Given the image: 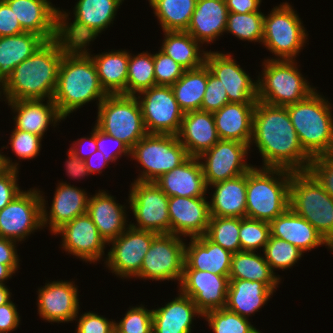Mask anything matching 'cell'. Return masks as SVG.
<instances>
[{
  "instance_id": "obj_1",
  "label": "cell",
  "mask_w": 333,
  "mask_h": 333,
  "mask_svg": "<svg viewBox=\"0 0 333 333\" xmlns=\"http://www.w3.org/2000/svg\"><path fill=\"white\" fill-rule=\"evenodd\" d=\"M253 143L263 158L262 168L308 171L313 159L303 149L287 107L256 101L250 146Z\"/></svg>"
},
{
  "instance_id": "obj_2",
  "label": "cell",
  "mask_w": 333,
  "mask_h": 333,
  "mask_svg": "<svg viewBox=\"0 0 333 333\" xmlns=\"http://www.w3.org/2000/svg\"><path fill=\"white\" fill-rule=\"evenodd\" d=\"M70 47L61 37L46 41L13 69L12 75L0 88L5 100L53 99L60 63Z\"/></svg>"
},
{
  "instance_id": "obj_3",
  "label": "cell",
  "mask_w": 333,
  "mask_h": 333,
  "mask_svg": "<svg viewBox=\"0 0 333 333\" xmlns=\"http://www.w3.org/2000/svg\"><path fill=\"white\" fill-rule=\"evenodd\" d=\"M87 46H71L60 63L53 102L64 119L92 100H98V106L108 96Z\"/></svg>"
},
{
  "instance_id": "obj_4",
  "label": "cell",
  "mask_w": 333,
  "mask_h": 333,
  "mask_svg": "<svg viewBox=\"0 0 333 333\" xmlns=\"http://www.w3.org/2000/svg\"><path fill=\"white\" fill-rule=\"evenodd\" d=\"M292 173L252 167L246 173V217L271 222L283 214L289 208Z\"/></svg>"
},
{
  "instance_id": "obj_5",
  "label": "cell",
  "mask_w": 333,
  "mask_h": 333,
  "mask_svg": "<svg viewBox=\"0 0 333 333\" xmlns=\"http://www.w3.org/2000/svg\"><path fill=\"white\" fill-rule=\"evenodd\" d=\"M287 107L303 149L312 157L333 152L331 103L317 90Z\"/></svg>"
},
{
  "instance_id": "obj_6",
  "label": "cell",
  "mask_w": 333,
  "mask_h": 333,
  "mask_svg": "<svg viewBox=\"0 0 333 333\" xmlns=\"http://www.w3.org/2000/svg\"><path fill=\"white\" fill-rule=\"evenodd\" d=\"M289 207L333 247V198L309 171L292 173Z\"/></svg>"
},
{
  "instance_id": "obj_7",
  "label": "cell",
  "mask_w": 333,
  "mask_h": 333,
  "mask_svg": "<svg viewBox=\"0 0 333 333\" xmlns=\"http://www.w3.org/2000/svg\"><path fill=\"white\" fill-rule=\"evenodd\" d=\"M262 65L263 72L256 80L258 101L286 107L305 99L316 89L302 76L295 60L267 58Z\"/></svg>"
},
{
  "instance_id": "obj_8",
  "label": "cell",
  "mask_w": 333,
  "mask_h": 333,
  "mask_svg": "<svg viewBox=\"0 0 333 333\" xmlns=\"http://www.w3.org/2000/svg\"><path fill=\"white\" fill-rule=\"evenodd\" d=\"M95 126L125 143L130 149L148 133L136 96L108 95L98 105Z\"/></svg>"
},
{
  "instance_id": "obj_9",
  "label": "cell",
  "mask_w": 333,
  "mask_h": 333,
  "mask_svg": "<svg viewBox=\"0 0 333 333\" xmlns=\"http://www.w3.org/2000/svg\"><path fill=\"white\" fill-rule=\"evenodd\" d=\"M122 1L78 0L73 10V23H68V13L60 10V37L71 46L90 45L98 34L113 23Z\"/></svg>"
},
{
  "instance_id": "obj_10",
  "label": "cell",
  "mask_w": 333,
  "mask_h": 333,
  "mask_svg": "<svg viewBox=\"0 0 333 333\" xmlns=\"http://www.w3.org/2000/svg\"><path fill=\"white\" fill-rule=\"evenodd\" d=\"M131 156L142 165L136 179L140 182H154L190 157L177 135L171 134H147L132 147Z\"/></svg>"
},
{
  "instance_id": "obj_11",
  "label": "cell",
  "mask_w": 333,
  "mask_h": 333,
  "mask_svg": "<svg viewBox=\"0 0 333 333\" xmlns=\"http://www.w3.org/2000/svg\"><path fill=\"white\" fill-rule=\"evenodd\" d=\"M307 36L301 19L288 2L275 6L264 16L262 44L277 56L273 60H296Z\"/></svg>"
},
{
  "instance_id": "obj_12",
  "label": "cell",
  "mask_w": 333,
  "mask_h": 333,
  "mask_svg": "<svg viewBox=\"0 0 333 333\" xmlns=\"http://www.w3.org/2000/svg\"><path fill=\"white\" fill-rule=\"evenodd\" d=\"M185 245L180 236L158 234L147 251L140 273L135 278L155 281L178 280L183 277Z\"/></svg>"
},
{
  "instance_id": "obj_13",
  "label": "cell",
  "mask_w": 333,
  "mask_h": 333,
  "mask_svg": "<svg viewBox=\"0 0 333 333\" xmlns=\"http://www.w3.org/2000/svg\"><path fill=\"white\" fill-rule=\"evenodd\" d=\"M129 192V206L137 223L133 228L158 234L170 233L169 197L155 182L134 181Z\"/></svg>"
},
{
  "instance_id": "obj_14",
  "label": "cell",
  "mask_w": 333,
  "mask_h": 333,
  "mask_svg": "<svg viewBox=\"0 0 333 333\" xmlns=\"http://www.w3.org/2000/svg\"><path fill=\"white\" fill-rule=\"evenodd\" d=\"M136 98L148 134H178L184 112L179 108L171 86H152Z\"/></svg>"
},
{
  "instance_id": "obj_15",
  "label": "cell",
  "mask_w": 333,
  "mask_h": 333,
  "mask_svg": "<svg viewBox=\"0 0 333 333\" xmlns=\"http://www.w3.org/2000/svg\"><path fill=\"white\" fill-rule=\"evenodd\" d=\"M40 190L29 189L18 194L0 211V237L13 241L42 229V201Z\"/></svg>"
},
{
  "instance_id": "obj_16",
  "label": "cell",
  "mask_w": 333,
  "mask_h": 333,
  "mask_svg": "<svg viewBox=\"0 0 333 333\" xmlns=\"http://www.w3.org/2000/svg\"><path fill=\"white\" fill-rule=\"evenodd\" d=\"M158 233L140 230L128 226L117 238L111 240L106 267L120 278L136 277L141 270L143 259L149 250L153 239Z\"/></svg>"
},
{
  "instance_id": "obj_17",
  "label": "cell",
  "mask_w": 333,
  "mask_h": 333,
  "mask_svg": "<svg viewBox=\"0 0 333 333\" xmlns=\"http://www.w3.org/2000/svg\"><path fill=\"white\" fill-rule=\"evenodd\" d=\"M250 146L235 140H219L198 159L207 187L247 173L253 166L244 161Z\"/></svg>"
},
{
  "instance_id": "obj_18",
  "label": "cell",
  "mask_w": 333,
  "mask_h": 333,
  "mask_svg": "<svg viewBox=\"0 0 333 333\" xmlns=\"http://www.w3.org/2000/svg\"><path fill=\"white\" fill-rule=\"evenodd\" d=\"M229 282V276L184 269L179 291L189 296L204 315L209 311L225 308Z\"/></svg>"
},
{
  "instance_id": "obj_19",
  "label": "cell",
  "mask_w": 333,
  "mask_h": 333,
  "mask_svg": "<svg viewBox=\"0 0 333 333\" xmlns=\"http://www.w3.org/2000/svg\"><path fill=\"white\" fill-rule=\"evenodd\" d=\"M205 64L210 72L221 80L229 102L256 103L257 81L252 80L230 53L207 51Z\"/></svg>"
},
{
  "instance_id": "obj_20",
  "label": "cell",
  "mask_w": 333,
  "mask_h": 333,
  "mask_svg": "<svg viewBox=\"0 0 333 333\" xmlns=\"http://www.w3.org/2000/svg\"><path fill=\"white\" fill-rule=\"evenodd\" d=\"M55 234L62 236L63 250L90 263L102 258L108 244L87 213L64 224Z\"/></svg>"
},
{
  "instance_id": "obj_21",
  "label": "cell",
  "mask_w": 333,
  "mask_h": 333,
  "mask_svg": "<svg viewBox=\"0 0 333 333\" xmlns=\"http://www.w3.org/2000/svg\"><path fill=\"white\" fill-rule=\"evenodd\" d=\"M25 32L51 41L60 37V9L48 0H4Z\"/></svg>"
},
{
  "instance_id": "obj_22",
  "label": "cell",
  "mask_w": 333,
  "mask_h": 333,
  "mask_svg": "<svg viewBox=\"0 0 333 333\" xmlns=\"http://www.w3.org/2000/svg\"><path fill=\"white\" fill-rule=\"evenodd\" d=\"M170 233L195 238L206 234L210 219L205 197H169Z\"/></svg>"
},
{
  "instance_id": "obj_23",
  "label": "cell",
  "mask_w": 333,
  "mask_h": 333,
  "mask_svg": "<svg viewBox=\"0 0 333 333\" xmlns=\"http://www.w3.org/2000/svg\"><path fill=\"white\" fill-rule=\"evenodd\" d=\"M78 301V288L73 281H52L38 289V313L49 323L76 320Z\"/></svg>"
},
{
  "instance_id": "obj_24",
  "label": "cell",
  "mask_w": 333,
  "mask_h": 333,
  "mask_svg": "<svg viewBox=\"0 0 333 333\" xmlns=\"http://www.w3.org/2000/svg\"><path fill=\"white\" fill-rule=\"evenodd\" d=\"M41 195L42 201V226H47L51 229V233L54 234L64 224L72 221L76 217L87 213V206L89 197L86 191L69 183L60 182L56 188L54 198L51 204L49 214L46 208V201Z\"/></svg>"
},
{
  "instance_id": "obj_25",
  "label": "cell",
  "mask_w": 333,
  "mask_h": 333,
  "mask_svg": "<svg viewBox=\"0 0 333 333\" xmlns=\"http://www.w3.org/2000/svg\"><path fill=\"white\" fill-rule=\"evenodd\" d=\"M199 161L198 157L190 156L154 182L168 197H205L208 187Z\"/></svg>"
},
{
  "instance_id": "obj_26",
  "label": "cell",
  "mask_w": 333,
  "mask_h": 333,
  "mask_svg": "<svg viewBox=\"0 0 333 333\" xmlns=\"http://www.w3.org/2000/svg\"><path fill=\"white\" fill-rule=\"evenodd\" d=\"M177 137L189 156L199 157L220 140L213 113L201 110L184 113Z\"/></svg>"
},
{
  "instance_id": "obj_27",
  "label": "cell",
  "mask_w": 333,
  "mask_h": 333,
  "mask_svg": "<svg viewBox=\"0 0 333 333\" xmlns=\"http://www.w3.org/2000/svg\"><path fill=\"white\" fill-rule=\"evenodd\" d=\"M270 232L272 237L283 239L298 247L304 253L322 244L333 251V247L323 236L290 207L270 222Z\"/></svg>"
},
{
  "instance_id": "obj_28",
  "label": "cell",
  "mask_w": 333,
  "mask_h": 333,
  "mask_svg": "<svg viewBox=\"0 0 333 333\" xmlns=\"http://www.w3.org/2000/svg\"><path fill=\"white\" fill-rule=\"evenodd\" d=\"M232 255L233 253L212 242L206 235L191 238L188 246L185 245L184 269L229 276Z\"/></svg>"
},
{
  "instance_id": "obj_29",
  "label": "cell",
  "mask_w": 333,
  "mask_h": 333,
  "mask_svg": "<svg viewBox=\"0 0 333 333\" xmlns=\"http://www.w3.org/2000/svg\"><path fill=\"white\" fill-rule=\"evenodd\" d=\"M228 14L225 0H197L186 32L201 44L214 42L226 32Z\"/></svg>"
},
{
  "instance_id": "obj_30",
  "label": "cell",
  "mask_w": 333,
  "mask_h": 333,
  "mask_svg": "<svg viewBox=\"0 0 333 333\" xmlns=\"http://www.w3.org/2000/svg\"><path fill=\"white\" fill-rule=\"evenodd\" d=\"M44 101L43 99L7 101L13 112H17L13 118L15 129L43 137L51 123L55 127L57 122L64 119L53 99H47V104L43 103Z\"/></svg>"
},
{
  "instance_id": "obj_31",
  "label": "cell",
  "mask_w": 333,
  "mask_h": 333,
  "mask_svg": "<svg viewBox=\"0 0 333 333\" xmlns=\"http://www.w3.org/2000/svg\"><path fill=\"white\" fill-rule=\"evenodd\" d=\"M125 206L116 203L114 196L99 191L89 197L87 214L96 225L100 235L109 243L122 234L128 225Z\"/></svg>"
},
{
  "instance_id": "obj_32",
  "label": "cell",
  "mask_w": 333,
  "mask_h": 333,
  "mask_svg": "<svg viewBox=\"0 0 333 333\" xmlns=\"http://www.w3.org/2000/svg\"><path fill=\"white\" fill-rule=\"evenodd\" d=\"M165 306L152 309V333H191L196 315L203 318L193 300L181 291Z\"/></svg>"
},
{
  "instance_id": "obj_33",
  "label": "cell",
  "mask_w": 333,
  "mask_h": 333,
  "mask_svg": "<svg viewBox=\"0 0 333 333\" xmlns=\"http://www.w3.org/2000/svg\"><path fill=\"white\" fill-rule=\"evenodd\" d=\"M256 103L229 102L213 113L221 140H235L250 146Z\"/></svg>"
},
{
  "instance_id": "obj_34",
  "label": "cell",
  "mask_w": 333,
  "mask_h": 333,
  "mask_svg": "<svg viewBox=\"0 0 333 333\" xmlns=\"http://www.w3.org/2000/svg\"><path fill=\"white\" fill-rule=\"evenodd\" d=\"M229 280L225 308L245 318L260 310L274 293L273 289L262 282Z\"/></svg>"
},
{
  "instance_id": "obj_35",
  "label": "cell",
  "mask_w": 333,
  "mask_h": 333,
  "mask_svg": "<svg viewBox=\"0 0 333 333\" xmlns=\"http://www.w3.org/2000/svg\"><path fill=\"white\" fill-rule=\"evenodd\" d=\"M211 186L215 191L209 202L210 216L246 217V173Z\"/></svg>"
},
{
  "instance_id": "obj_36",
  "label": "cell",
  "mask_w": 333,
  "mask_h": 333,
  "mask_svg": "<svg viewBox=\"0 0 333 333\" xmlns=\"http://www.w3.org/2000/svg\"><path fill=\"white\" fill-rule=\"evenodd\" d=\"M45 42L43 37L32 32L0 37V87L12 75L13 69L33 55Z\"/></svg>"
},
{
  "instance_id": "obj_37",
  "label": "cell",
  "mask_w": 333,
  "mask_h": 333,
  "mask_svg": "<svg viewBox=\"0 0 333 333\" xmlns=\"http://www.w3.org/2000/svg\"><path fill=\"white\" fill-rule=\"evenodd\" d=\"M101 87L108 95H126L129 52L116 50L91 55Z\"/></svg>"
},
{
  "instance_id": "obj_38",
  "label": "cell",
  "mask_w": 333,
  "mask_h": 333,
  "mask_svg": "<svg viewBox=\"0 0 333 333\" xmlns=\"http://www.w3.org/2000/svg\"><path fill=\"white\" fill-rule=\"evenodd\" d=\"M164 35L160 50L185 70L197 69L205 64L207 51L200 50L201 44L188 32L164 31Z\"/></svg>"
},
{
  "instance_id": "obj_39",
  "label": "cell",
  "mask_w": 333,
  "mask_h": 333,
  "mask_svg": "<svg viewBox=\"0 0 333 333\" xmlns=\"http://www.w3.org/2000/svg\"><path fill=\"white\" fill-rule=\"evenodd\" d=\"M229 279L262 282L274 291L280 283L279 275L271 270L264 256L242 250L232 255Z\"/></svg>"
},
{
  "instance_id": "obj_40",
  "label": "cell",
  "mask_w": 333,
  "mask_h": 333,
  "mask_svg": "<svg viewBox=\"0 0 333 333\" xmlns=\"http://www.w3.org/2000/svg\"><path fill=\"white\" fill-rule=\"evenodd\" d=\"M208 82V67L185 70L183 75L171 86L179 108L184 112L201 109Z\"/></svg>"
},
{
  "instance_id": "obj_41",
  "label": "cell",
  "mask_w": 333,
  "mask_h": 333,
  "mask_svg": "<svg viewBox=\"0 0 333 333\" xmlns=\"http://www.w3.org/2000/svg\"><path fill=\"white\" fill-rule=\"evenodd\" d=\"M197 0H157L151 7L154 9L164 31H186Z\"/></svg>"
},
{
  "instance_id": "obj_42",
  "label": "cell",
  "mask_w": 333,
  "mask_h": 333,
  "mask_svg": "<svg viewBox=\"0 0 333 333\" xmlns=\"http://www.w3.org/2000/svg\"><path fill=\"white\" fill-rule=\"evenodd\" d=\"M155 85L153 54L143 51L132 56L129 53L126 96H136Z\"/></svg>"
},
{
  "instance_id": "obj_43",
  "label": "cell",
  "mask_w": 333,
  "mask_h": 333,
  "mask_svg": "<svg viewBox=\"0 0 333 333\" xmlns=\"http://www.w3.org/2000/svg\"><path fill=\"white\" fill-rule=\"evenodd\" d=\"M239 217L210 216L206 236L231 253L241 251Z\"/></svg>"
},
{
  "instance_id": "obj_44",
  "label": "cell",
  "mask_w": 333,
  "mask_h": 333,
  "mask_svg": "<svg viewBox=\"0 0 333 333\" xmlns=\"http://www.w3.org/2000/svg\"><path fill=\"white\" fill-rule=\"evenodd\" d=\"M264 16L262 12H229L225 31L242 41L262 43Z\"/></svg>"
},
{
  "instance_id": "obj_45",
  "label": "cell",
  "mask_w": 333,
  "mask_h": 333,
  "mask_svg": "<svg viewBox=\"0 0 333 333\" xmlns=\"http://www.w3.org/2000/svg\"><path fill=\"white\" fill-rule=\"evenodd\" d=\"M263 253L265 261L274 272V268L289 269L301 259L304 252L289 242L270 235Z\"/></svg>"
},
{
  "instance_id": "obj_46",
  "label": "cell",
  "mask_w": 333,
  "mask_h": 333,
  "mask_svg": "<svg viewBox=\"0 0 333 333\" xmlns=\"http://www.w3.org/2000/svg\"><path fill=\"white\" fill-rule=\"evenodd\" d=\"M214 333H254L257 329L237 313L221 308L203 315Z\"/></svg>"
},
{
  "instance_id": "obj_47",
  "label": "cell",
  "mask_w": 333,
  "mask_h": 333,
  "mask_svg": "<svg viewBox=\"0 0 333 333\" xmlns=\"http://www.w3.org/2000/svg\"><path fill=\"white\" fill-rule=\"evenodd\" d=\"M270 235V222L248 217L240 218L239 239L242 251L257 252L259 248L264 250Z\"/></svg>"
},
{
  "instance_id": "obj_48",
  "label": "cell",
  "mask_w": 333,
  "mask_h": 333,
  "mask_svg": "<svg viewBox=\"0 0 333 333\" xmlns=\"http://www.w3.org/2000/svg\"><path fill=\"white\" fill-rule=\"evenodd\" d=\"M115 333H152V310L143 305L130 308L124 318L114 323Z\"/></svg>"
},
{
  "instance_id": "obj_49",
  "label": "cell",
  "mask_w": 333,
  "mask_h": 333,
  "mask_svg": "<svg viewBox=\"0 0 333 333\" xmlns=\"http://www.w3.org/2000/svg\"><path fill=\"white\" fill-rule=\"evenodd\" d=\"M156 85L172 86L184 73L185 69L161 50L153 54Z\"/></svg>"
},
{
  "instance_id": "obj_50",
  "label": "cell",
  "mask_w": 333,
  "mask_h": 333,
  "mask_svg": "<svg viewBox=\"0 0 333 333\" xmlns=\"http://www.w3.org/2000/svg\"><path fill=\"white\" fill-rule=\"evenodd\" d=\"M10 136L9 144L12 151L19 157L18 159L27 160L39 155L41 150V136L18 129H13Z\"/></svg>"
},
{
  "instance_id": "obj_51",
  "label": "cell",
  "mask_w": 333,
  "mask_h": 333,
  "mask_svg": "<svg viewBox=\"0 0 333 333\" xmlns=\"http://www.w3.org/2000/svg\"><path fill=\"white\" fill-rule=\"evenodd\" d=\"M229 103L225 87L221 80L214 76L208 68V82L205 89L201 111L214 113Z\"/></svg>"
},
{
  "instance_id": "obj_52",
  "label": "cell",
  "mask_w": 333,
  "mask_h": 333,
  "mask_svg": "<svg viewBox=\"0 0 333 333\" xmlns=\"http://www.w3.org/2000/svg\"><path fill=\"white\" fill-rule=\"evenodd\" d=\"M308 171L333 198V152L314 157Z\"/></svg>"
},
{
  "instance_id": "obj_53",
  "label": "cell",
  "mask_w": 333,
  "mask_h": 333,
  "mask_svg": "<svg viewBox=\"0 0 333 333\" xmlns=\"http://www.w3.org/2000/svg\"><path fill=\"white\" fill-rule=\"evenodd\" d=\"M79 317L76 333H115V321H110L90 311Z\"/></svg>"
},
{
  "instance_id": "obj_54",
  "label": "cell",
  "mask_w": 333,
  "mask_h": 333,
  "mask_svg": "<svg viewBox=\"0 0 333 333\" xmlns=\"http://www.w3.org/2000/svg\"><path fill=\"white\" fill-rule=\"evenodd\" d=\"M18 169H0V211L22 191L17 184Z\"/></svg>"
},
{
  "instance_id": "obj_55",
  "label": "cell",
  "mask_w": 333,
  "mask_h": 333,
  "mask_svg": "<svg viewBox=\"0 0 333 333\" xmlns=\"http://www.w3.org/2000/svg\"><path fill=\"white\" fill-rule=\"evenodd\" d=\"M109 142L111 144L114 142L113 144L116 145L117 147L115 151L114 149L110 150V147H108ZM96 145H97V150L103 153L105 159L108 162H113V161L116 162L118 157H121L122 154L127 155L128 157L129 155H131V149L125 143H123L117 138H114L113 136L105 134L97 127H96Z\"/></svg>"
},
{
  "instance_id": "obj_56",
  "label": "cell",
  "mask_w": 333,
  "mask_h": 333,
  "mask_svg": "<svg viewBox=\"0 0 333 333\" xmlns=\"http://www.w3.org/2000/svg\"><path fill=\"white\" fill-rule=\"evenodd\" d=\"M25 32L9 5L0 0V37L14 36Z\"/></svg>"
},
{
  "instance_id": "obj_57",
  "label": "cell",
  "mask_w": 333,
  "mask_h": 333,
  "mask_svg": "<svg viewBox=\"0 0 333 333\" xmlns=\"http://www.w3.org/2000/svg\"><path fill=\"white\" fill-rule=\"evenodd\" d=\"M20 319L16 305L11 299L0 305V333H8L16 329L21 321Z\"/></svg>"
},
{
  "instance_id": "obj_58",
  "label": "cell",
  "mask_w": 333,
  "mask_h": 333,
  "mask_svg": "<svg viewBox=\"0 0 333 333\" xmlns=\"http://www.w3.org/2000/svg\"><path fill=\"white\" fill-rule=\"evenodd\" d=\"M16 242L0 237V264L8 265L15 273L19 268Z\"/></svg>"
},
{
  "instance_id": "obj_59",
  "label": "cell",
  "mask_w": 333,
  "mask_h": 333,
  "mask_svg": "<svg viewBox=\"0 0 333 333\" xmlns=\"http://www.w3.org/2000/svg\"><path fill=\"white\" fill-rule=\"evenodd\" d=\"M94 128L92 129L91 135L89 137H83L80 140L77 139L78 141H75L76 143L71 146V148L69 149L70 151H72V153L76 156L79 157L81 160H85L87 159L92 153H94L97 150V145H96V126H93ZM88 142V143H87ZM80 144V145H79ZM84 144V146L86 144H88L89 150L87 152H85L86 150H84L85 148H83L84 146L82 145ZM78 147H77V146ZM82 147V148H81ZM80 148V149H79ZM86 148V149H87ZM84 150V151H83Z\"/></svg>"
},
{
  "instance_id": "obj_60",
  "label": "cell",
  "mask_w": 333,
  "mask_h": 333,
  "mask_svg": "<svg viewBox=\"0 0 333 333\" xmlns=\"http://www.w3.org/2000/svg\"><path fill=\"white\" fill-rule=\"evenodd\" d=\"M67 155L68 159L65 163L67 175L77 179L90 175L83 160H81L79 157H76L70 150H68Z\"/></svg>"
},
{
  "instance_id": "obj_61",
  "label": "cell",
  "mask_w": 333,
  "mask_h": 333,
  "mask_svg": "<svg viewBox=\"0 0 333 333\" xmlns=\"http://www.w3.org/2000/svg\"><path fill=\"white\" fill-rule=\"evenodd\" d=\"M229 12L246 14L249 12H261L259 10L261 0H225Z\"/></svg>"
},
{
  "instance_id": "obj_62",
  "label": "cell",
  "mask_w": 333,
  "mask_h": 333,
  "mask_svg": "<svg viewBox=\"0 0 333 333\" xmlns=\"http://www.w3.org/2000/svg\"><path fill=\"white\" fill-rule=\"evenodd\" d=\"M84 162L89 174L97 172L101 173L102 169L109 164L103 153L99 150L92 153L87 159L84 160Z\"/></svg>"
},
{
  "instance_id": "obj_63",
  "label": "cell",
  "mask_w": 333,
  "mask_h": 333,
  "mask_svg": "<svg viewBox=\"0 0 333 333\" xmlns=\"http://www.w3.org/2000/svg\"><path fill=\"white\" fill-rule=\"evenodd\" d=\"M15 272L8 266L4 264H0V284H5L4 281L8 278H12L11 276Z\"/></svg>"
},
{
  "instance_id": "obj_64",
  "label": "cell",
  "mask_w": 333,
  "mask_h": 333,
  "mask_svg": "<svg viewBox=\"0 0 333 333\" xmlns=\"http://www.w3.org/2000/svg\"><path fill=\"white\" fill-rule=\"evenodd\" d=\"M11 298V292L5 284H0V305L7 303Z\"/></svg>"
},
{
  "instance_id": "obj_65",
  "label": "cell",
  "mask_w": 333,
  "mask_h": 333,
  "mask_svg": "<svg viewBox=\"0 0 333 333\" xmlns=\"http://www.w3.org/2000/svg\"><path fill=\"white\" fill-rule=\"evenodd\" d=\"M18 163L12 162L9 157H5V155L0 153V169L3 168H15L18 169Z\"/></svg>"
},
{
  "instance_id": "obj_66",
  "label": "cell",
  "mask_w": 333,
  "mask_h": 333,
  "mask_svg": "<svg viewBox=\"0 0 333 333\" xmlns=\"http://www.w3.org/2000/svg\"><path fill=\"white\" fill-rule=\"evenodd\" d=\"M157 0H149L150 6H152Z\"/></svg>"
}]
</instances>
